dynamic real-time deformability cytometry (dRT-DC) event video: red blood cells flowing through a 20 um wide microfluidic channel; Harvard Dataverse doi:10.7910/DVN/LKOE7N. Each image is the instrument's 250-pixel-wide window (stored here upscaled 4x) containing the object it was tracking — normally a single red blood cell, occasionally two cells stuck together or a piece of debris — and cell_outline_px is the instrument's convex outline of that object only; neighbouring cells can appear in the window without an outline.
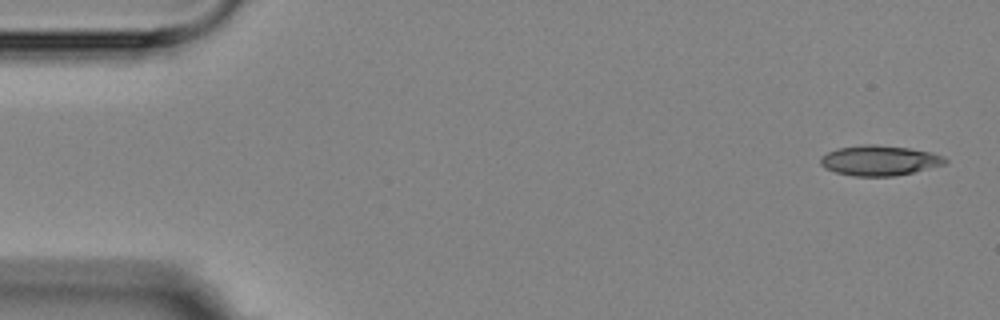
{"species": "Egyptian fruit bat (a non-hibernating species)", "species_latin": "Rousettus aegyptiacus", "temperature_condition": "room temperature", "stored_images_in_passage": 6, "camera_frame_rate_fps": 3000, "um_per_image_px": 0.085, "animal": {"sex": "female"}, "frame": {"image": 1, "passage_image": 1, "time_ms": 0.0, "image_size_px": [1000, 320], "cell_outline_px": [[948, 164], [896, 176], [852, 176], [836, 172], [824, 168], [820, 164], [820, 156], [836, 148], [868, 144], [876, 144], [908, 148], [932, 152], [944, 156], [948, 160]], "centroid_in_image_um": [74.77, 13.64], "position_along_channel_um": 10.2, "area_um2": 22.14}}
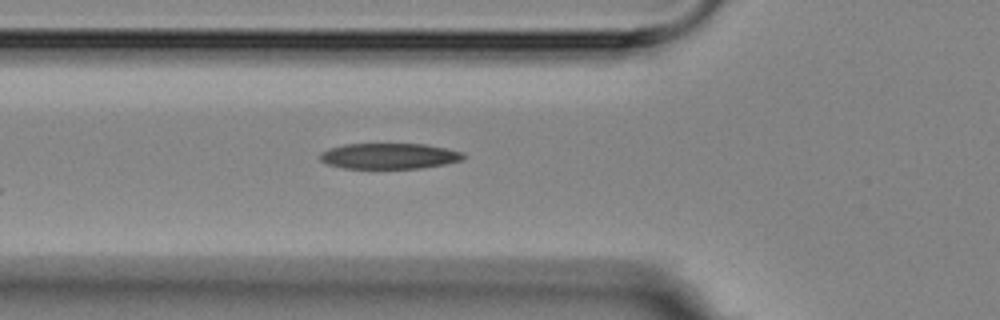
{"frame": {"image": 2, "passage_image": 6, "time_ms": 5.667, "image_size_px": [1000, 320], "cell_outline_px": [[464, 160], [444, 164], [420, 168], [344, 168], [328, 164], [320, 160], [320, 152], [328, 148], [344, 144], [424, 144], [448, 148], [464, 152]], "centroid_in_image_um": [33.1, 13.25], "position_along_channel_um": 92.7, "area_um2": 21.56}}